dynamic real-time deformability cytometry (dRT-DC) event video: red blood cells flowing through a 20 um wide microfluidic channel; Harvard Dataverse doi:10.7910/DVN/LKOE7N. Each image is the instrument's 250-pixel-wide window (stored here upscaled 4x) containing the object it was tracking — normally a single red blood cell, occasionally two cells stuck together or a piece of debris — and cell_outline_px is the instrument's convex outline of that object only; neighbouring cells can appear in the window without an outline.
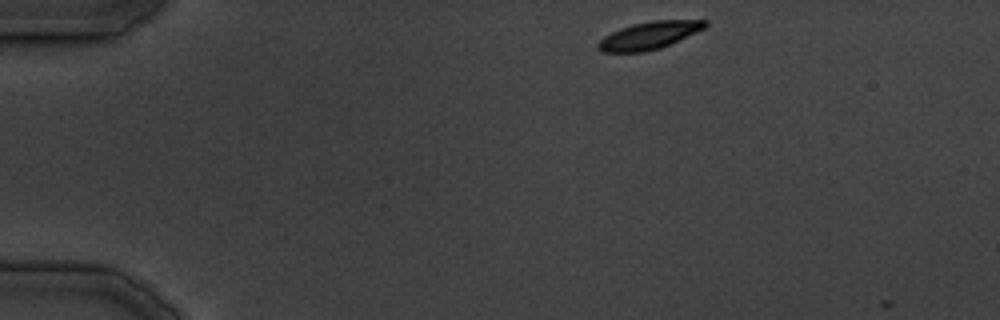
{"species": "common noctule bat (a hibernating species)", "species_latin": "Nyctalus noctula", "temperature_condition": "cold", "stored_images_in_passage": 2, "camera_frame_rate_fps": 3000, "um_per_image_px": 0.085, "animal": {"sex": "male", "body_mass_g": 19.5, "forearm_length_mm": 54.6}, "frame": {"image": 1, "passage_image": 1, "time_ms": 0.0, "image_size_px": [1000, 320], "cell_outline_px": [[708, 24], [704, 28], [660, 48], [644, 52], [600, 52], [596, 48], [596, 44], [604, 36], [620, 28], [632, 24], [652, 20], [708, 20]], "centroid_in_image_um": [55.12, 3.01], "position_along_channel_um": 29.9, "area_um2": 17.05}}